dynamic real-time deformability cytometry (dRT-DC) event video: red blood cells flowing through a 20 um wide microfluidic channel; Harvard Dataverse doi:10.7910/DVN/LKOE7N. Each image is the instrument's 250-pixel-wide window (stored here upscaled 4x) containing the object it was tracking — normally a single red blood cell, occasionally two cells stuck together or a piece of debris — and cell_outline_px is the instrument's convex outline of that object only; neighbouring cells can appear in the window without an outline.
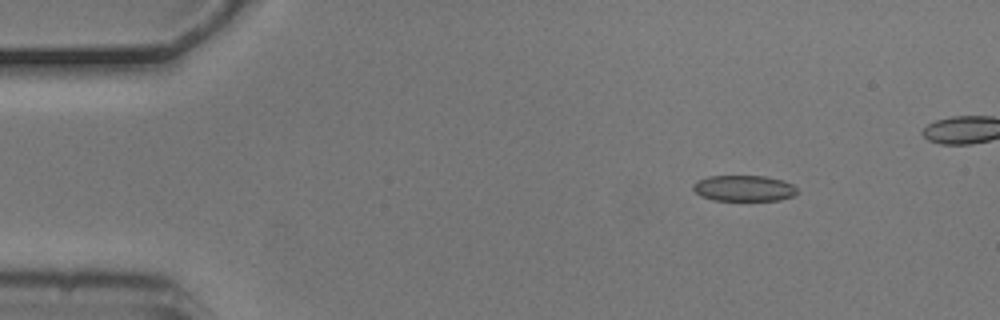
{"species": "common noctule bat (a hibernating species)", "species_latin": "Nyctalus noctula", "temperature_condition": "cold", "stored_images_in_passage": 7, "camera_frame_rate_fps": 3000, "um_per_image_px": 0.085, "animal": {"sex": "male", "body_mass_g": 20.5, "forearm_length_mm": 52.5}, "frame": {"image": 1, "passage_image": 2, "time_ms": 0.333, "image_size_px": [1000, 320], "cell_outline_px": [[800, 192], [792, 196], [780, 200], [712, 200], [700, 196], [692, 188], [692, 184], [696, 180], [708, 176], [764, 176], [784, 180], [792, 184]], "centroid_in_image_um": [63.22, 16.0], "position_along_channel_um": 21.8, "area_um2": 15.9}}
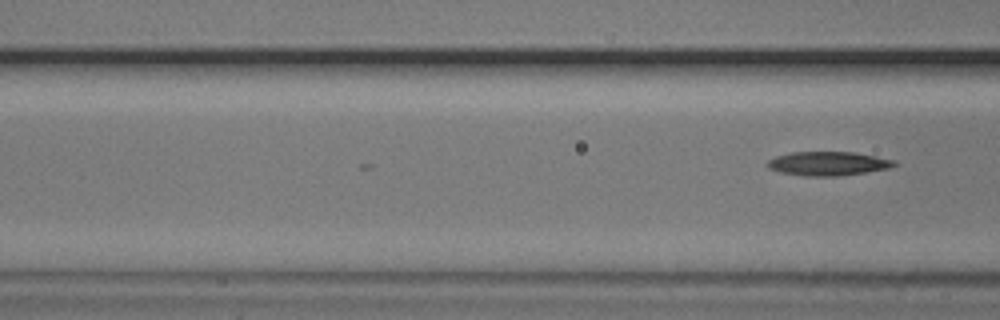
{"frame": {"image": 2, "passage_image": 7, "time_ms": 2.0, "image_size_px": [1000, 320], "cell_outline_px": [[896, 164], [888, 168], [840, 176], [804, 176], [780, 172], [768, 168], [768, 160], [776, 156], [792, 152], [856, 152], [896, 160]], "centroid_in_image_um": [70.38, 13.9], "position_along_channel_um": 96.2, "area_um2": 17.63}}